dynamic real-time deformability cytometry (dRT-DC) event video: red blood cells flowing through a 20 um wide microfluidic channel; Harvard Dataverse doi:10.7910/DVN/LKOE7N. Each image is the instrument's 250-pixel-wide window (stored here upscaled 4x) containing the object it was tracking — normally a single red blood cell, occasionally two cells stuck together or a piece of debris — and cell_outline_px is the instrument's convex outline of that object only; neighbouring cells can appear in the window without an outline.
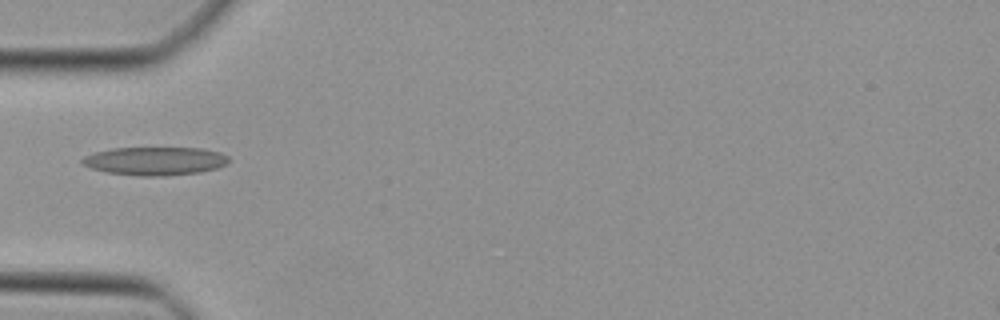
{"species": "Egyptian fruit bat (a non-hibernating species)", "species_latin": "Rousettus aegyptiacus", "temperature_condition": "cold", "stored_images_in_passage": 20, "camera_frame_rate_fps": 3000, "um_per_image_px": 0.085, "animal": {"sex": "female"}, "frame": {"image": 1, "passage_image": 1, "time_ms": 0.0, "image_size_px": [1000, 320], "cell_outline_px": [[228, 160], [224, 164], [216, 168], [200, 172], [164, 176], [140, 176], [108, 172], [92, 168], [84, 164], [80, 160], [84, 156], [96, 152], [112, 148], [204, 148], [220, 152], [228, 156]], "centroid_in_image_um": [13.19, 13.68], "position_along_channel_um": 71.8, "area_um2": 23.99}}
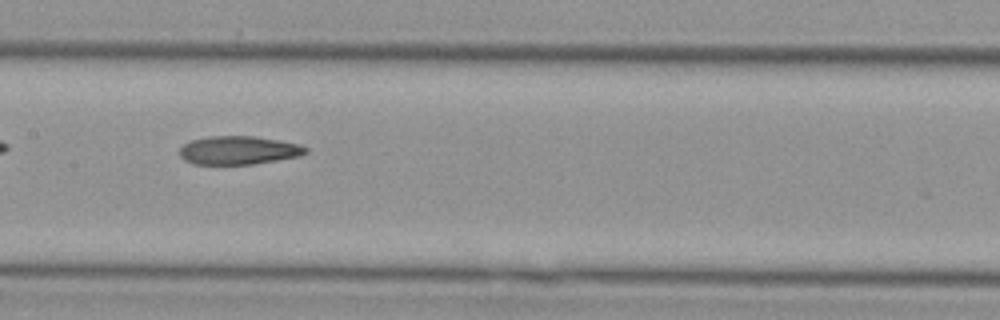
{"frame": {"image": 2, "passage_image": 9, "time_ms": 2.667, "image_size_px": [1000, 320], "cell_outline_px": [[308, 152], [300, 156], [252, 164], [192, 164], [184, 160], [180, 156], [180, 148], [184, 144], [192, 140], [208, 136], [256, 136], [280, 140], [300, 144], [308, 148]], "centroid_in_image_um": [20.29, 12.77], "position_along_channel_um": 187.1, "area_um2": 20.98}}
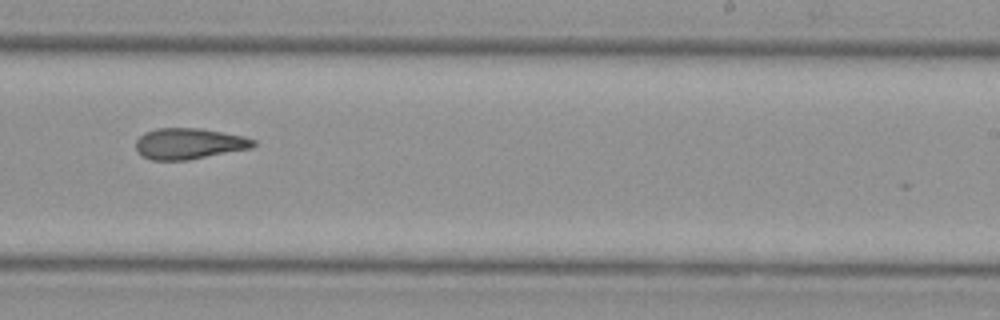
{"frame": {"image": 3, "passage_image": 15, "time_ms": 4.667, "image_size_px": [1000, 320], "cell_outline_px": [[256, 144], [252, 148], [188, 160], [152, 160], [136, 152], [136, 140], [144, 132], [156, 128], [200, 128], [244, 136], [256, 140]], "centroid_in_image_um": [16.06, 12.21], "position_along_channel_um": 272.9, "area_um2": 21.33}}